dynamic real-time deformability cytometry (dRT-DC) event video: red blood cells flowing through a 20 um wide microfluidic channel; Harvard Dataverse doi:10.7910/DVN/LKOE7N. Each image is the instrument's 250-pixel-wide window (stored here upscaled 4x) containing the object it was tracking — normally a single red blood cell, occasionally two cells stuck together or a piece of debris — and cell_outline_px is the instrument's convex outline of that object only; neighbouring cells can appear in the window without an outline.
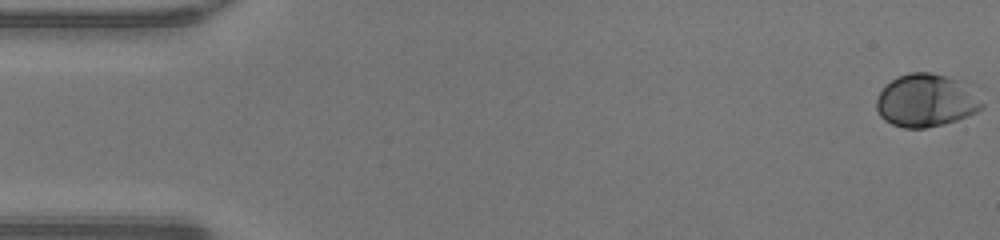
{"species": "human", "species_latin": "Homo sapiens", "temperature_condition": "warm", "stored_images_in_passage": 48, "camera_frame_rate_fps": 3000, "um_per_image_px": 0.085, "donor": {"sex": "male"}, "frame": {"image": 1, "passage_image": 1, "time_ms": 0.0, "image_size_px": [1000, 240], "cell_outline_px": [[984, 108], [968, 116], [944, 124], [924, 128], [904, 128], [892, 124], [884, 120], [880, 116], [876, 108], [876, 100], [884, 84], [908, 72], [932, 72], [960, 80], [984, 104]], "centroid_in_image_um": [78.68, 8.55], "position_along_channel_um": 6.3, "area_um2": 32.43}}
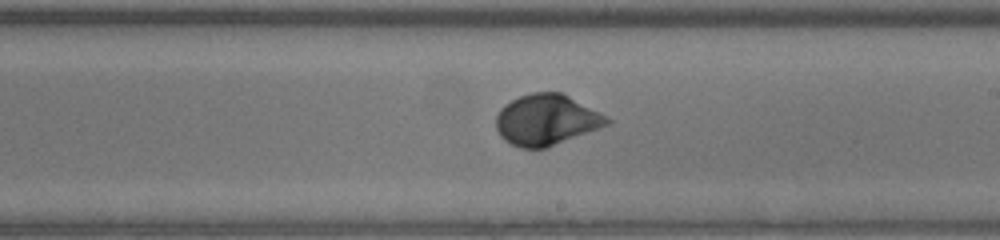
{"frame": {"image": 2, "passage_image": 28, "time_ms": 9.0, "image_size_px": [1000, 240], "cell_outline_px": [[612, 124], [548, 148], [520, 148], [504, 140], [500, 136], [496, 128], [496, 116], [500, 108], [504, 104], [520, 96], [532, 92], [560, 92], [568, 96], [612, 120]], "centroid_in_image_um": [46.43, 10.21], "position_along_channel_um": 242.6, "area_um2": 32.89}}
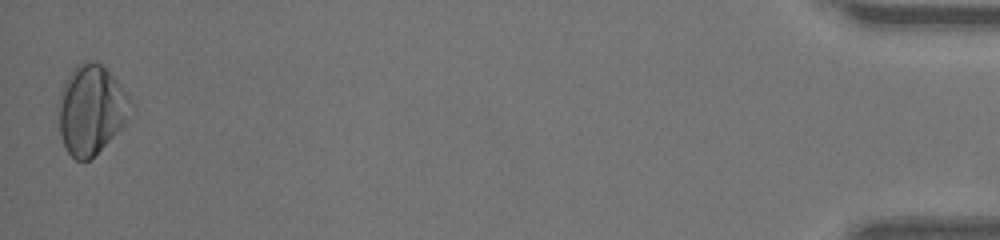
{"frame": {"image": 3, "passage_image": 48, "time_ms": 15.667, "image_size_px": [1000, 240], "cell_outline_px": [[136, 112], [88, 160], [76, 160], [68, 152], [60, 136], [56, 104], [64, 80], [76, 64], [88, 60], [92, 60], [100, 64], [116, 80], [132, 100]], "centroid_in_image_um": [7.73, 9.28], "position_along_channel_um": 427.5, "area_um2": 37.8}, "authors_computed_cell_mechanics": {"area_um2": 31.212, "velocity_mm_per_s": 4.3142, "shape_relaxation_time_tau1_ms": 2.8859, "shape_relaxation_time_tau2_ms": null, "deformation_change_tau1": 0.1521, "deformation_change_tau2": null}}